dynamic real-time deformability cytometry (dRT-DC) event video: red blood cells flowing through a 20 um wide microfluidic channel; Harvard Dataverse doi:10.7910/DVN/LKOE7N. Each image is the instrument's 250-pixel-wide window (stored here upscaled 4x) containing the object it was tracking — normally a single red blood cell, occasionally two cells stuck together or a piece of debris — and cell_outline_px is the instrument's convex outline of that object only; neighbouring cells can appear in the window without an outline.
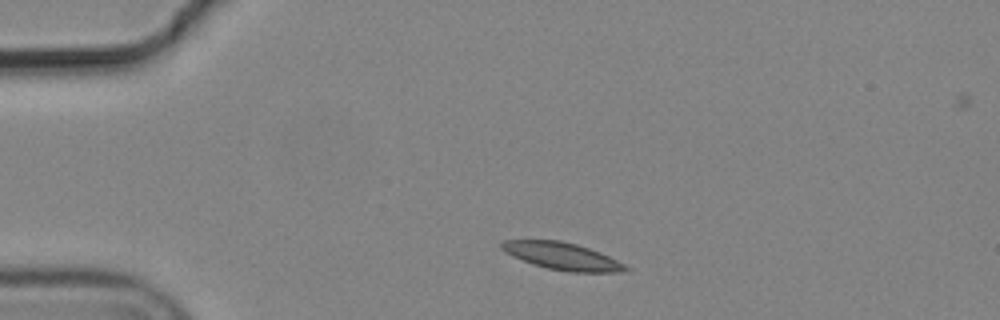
{"species": "common noctule bat (a hibernating species)", "species_latin": "Nyctalus noctula", "temperature_condition": "cold", "stored_images_in_passage": 3, "camera_frame_rate_fps": 3000, "um_per_image_px": 0.085, "animal": {"sex": "male", "body_mass_g": 19.2, "forearm_length_mm": 51.8}, "frame": {"image": 1, "passage_image": 1, "time_ms": 0.0, "image_size_px": [1000, 320], "cell_outline_px": [[632, 268], [624, 272], [568, 272], [548, 268], [532, 264], [512, 256], [504, 252], [500, 248], [500, 244], [504, 240], [560, 240], [576, 244], [600, 252]], "centroid_in_image_um": [47.78, 21.77], "position_along_channel_um": 37.2, "area_um2": 19.71}}